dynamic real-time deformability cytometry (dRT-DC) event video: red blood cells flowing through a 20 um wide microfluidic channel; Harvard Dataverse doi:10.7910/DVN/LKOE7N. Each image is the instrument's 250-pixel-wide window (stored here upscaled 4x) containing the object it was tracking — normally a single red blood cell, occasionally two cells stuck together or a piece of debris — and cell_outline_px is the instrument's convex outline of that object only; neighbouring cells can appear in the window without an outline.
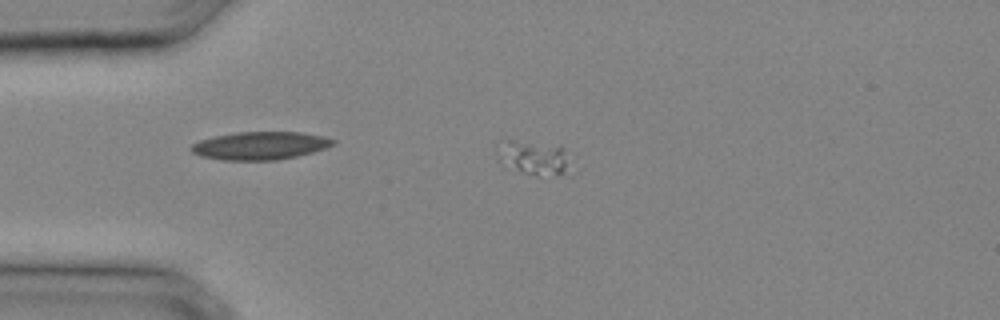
{"species": "common noctule bat (a hibernating species)", "species_latin": "Nyctalus noctula", "temperature_condition": "cold", "stored_images_in_passage": 21, "camera_frame_rate_fps": 3000, "um_per_image_px": 0.085, "animal": {"sex": "male", "body_mass_g": 20.4}, "frame": {"image": 1, "passage_image": 1, "time_ms": 0.0, "image_size_px": [1000, 320], "cell_outline_px": [[580, 168], [576, 172], [540, 176], [536, 176], [500, 164], [496, 152], [496, 144], [508, 140], [512, 140], [564, 148]], "centroid_in_image_um": [45.51, 13.46], "position_along_channel_um": 39.5, "area_um2": 15.32}}
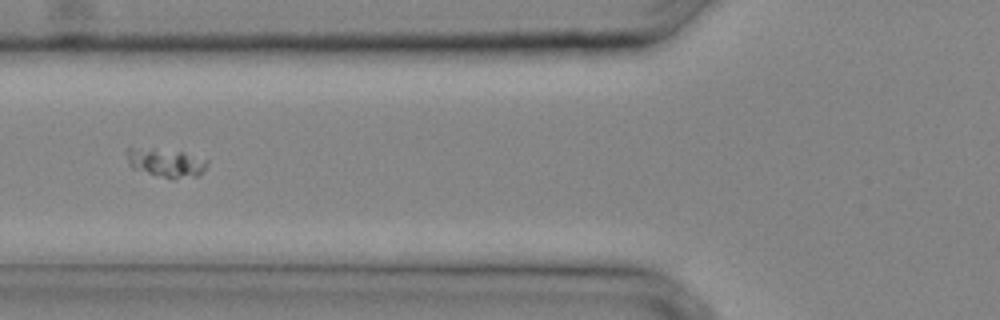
{"frame": {"image": 2, "passage_image": 6, "time_ms": 1.667, "image_size_px": [1000, 320], "cell_outline_px": [[208, 164], [200, 176], [172, 180], [132, 168], [128, 164], [124, 152], [128, 148], [152, 148], [184, 152], [208, 160]], "centroid_in_image_um": [14.1, 13.84], "position_along_channel_um": 111.7, "area_um2": 13.76}}
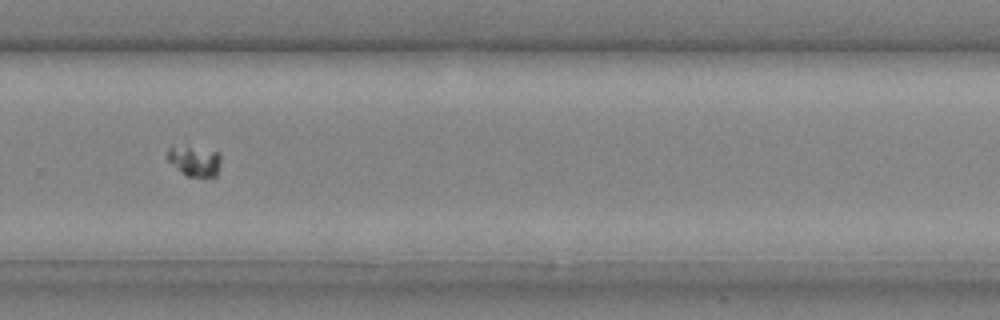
{"frame": {"image": 3, "passage_image": 16, "time_ms": 5.0, "image_size_px": [1000, 320], "cell_outline_px": [[220, 164], [216, 176], [188, 176], [168, 160], [168, 148], [188, 140], [216, 152], [220, 156]], "centroid_in_image_um": [16.53, 13.54], "position_along_channel_um": 313.3, "area_um2": 10.0}}